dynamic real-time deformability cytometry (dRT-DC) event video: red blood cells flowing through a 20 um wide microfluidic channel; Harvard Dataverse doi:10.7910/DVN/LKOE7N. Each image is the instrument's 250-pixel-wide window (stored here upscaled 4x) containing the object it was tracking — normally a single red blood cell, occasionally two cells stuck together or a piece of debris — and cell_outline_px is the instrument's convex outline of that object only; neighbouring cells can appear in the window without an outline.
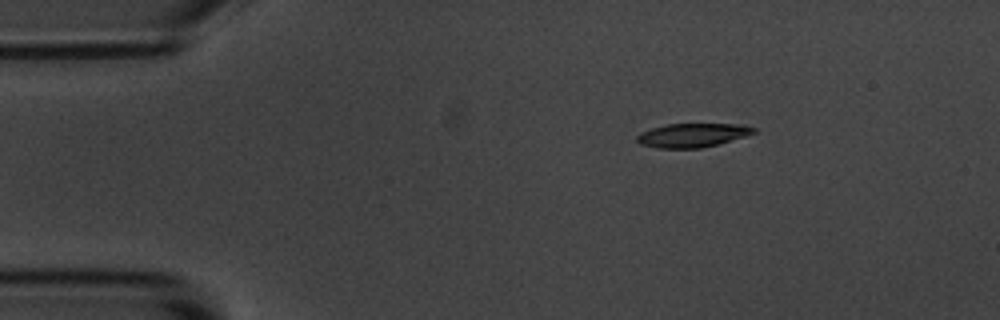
{"species": "common noctule bat (a hibernating species)", "species_latin": "Nyctalus noctula", "temperature_condition": "room temperature", "stored_images_in_passage": 5, "camera_frame_rate_fps": 3000, "um_per_image_px": 0.085, "animal": {"sex": "male", "body_mass_g": 20.1, "forearm_length_mm": 53.5}, "frame": {"image": 1, "passage_image": 3, "time_ms": 2.333, "image_size_px": [1000, 320], "cell_outline_px": [[756, 132], [744, 136], [716, 144], [700, 148], [656, 148], [640, 144], [636, 140], [636, 136], [640, 132], [652, 128], [668, 124], [744, 124], [756, 128]], "centroid_in_image_um": [58.82, 11.49], "position_along_channel_um": 26.2, "area_um2": 16.13}}
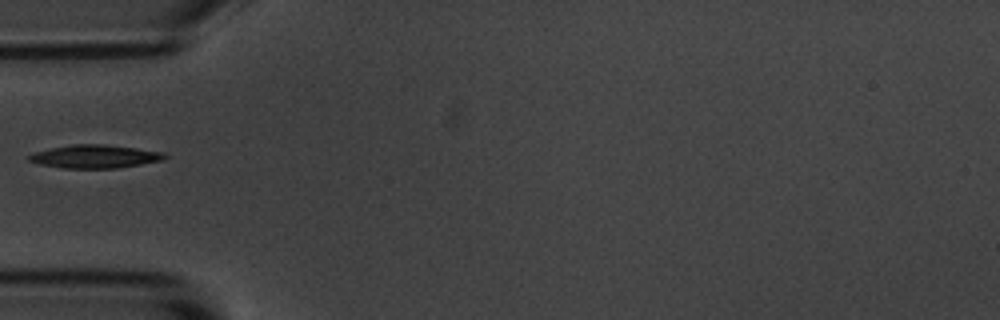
{"frame": {"image": 2, "passage_image": 5, "time_ms": 5.333, "image_size_px": [1000, 320], "cell_outline_px": [[168, 156], [164, 160], [116, 168], [64, 168], [40, 164], [28, 160], [28, 156], [32, 152], [72, 144], [104, 144], [136, 148], [164, 152]], "centroid_in_image_um": [8.08, 13.29], "position_along_channel_um": 76.9, "area_um2": 18.32}}